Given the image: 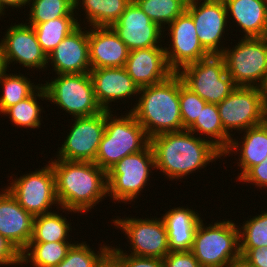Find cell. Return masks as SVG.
<instances>
[{
  "mask_svg": "<svg viewBox=\"0 0 267 267\" xmlns=\"http://www.w3.org/2000/svg\"><path fill=\"white\" fill-rule=\"evenodd\" d=\"M150 145L156 170H160L159 174L162 172L169 181L183 180L208 164L223 160V154L217 147L187 129L153 136Z\"/></svg>",
  "mask_w": 267,
  "mask_h": 267,
  "instance_id": "cell-1",
  "label": "cell"
},
{
  "mask_svg": "<svg viewBox=\"0 0 267 267\" xmlns=\"http://www.w3.org/2000/svg\"><path fill=\"white\" fill-rule=\"evenodd\" d=\"M53 159L48 162L55 173L60 212L86 214L108 197L107 172L97 164Z\"/></svg>",
  "mask_w": 267,
  "mask_h": 267,
  "instance_id": "cell-2",
  "label": "cell"
},
{
  "mask_svg": "<svg viewBox=\"0 0 267 267\" xmlns=\"http://www.w3.org/2000/svg\"><path fill=\"white\" fill-rule=\"evenodd\" d=\"M180 76L139 89L138 100L129 110L142 125L149 138L166 132L183 130L180 114Z\"/></svg>",
  "mask_w": 267,
  "mask_h": 267,
  "instance_id": "cell-3",
  "label": "cell"
},
{
  "mask_svg": "<svg viewBox=\"0 0 267 267\" xmlns=\"http://www.w3.org/2000/svg\"><path fill=\"white\" fill-rule=\"evenodd\" d=\"M126 111L120 116L116 110H105V131L94 163L106 172L125 156L138 153L150 144L145 129Z\"/></svg>",
  "mask_w": 267,
  "mask_h": 267,
  "instance_id": "cell-4",
  "label": "cell"
},
{
  "mask_svg": "<svg viewBox=\"0 0 267 267\" xmlns=\"http://www.w3.org/2000/svg\"><path fill=\"white\" fill-rule=\"evenodd\" d=\"M198 224L191 248L201 267H225L240 255L239 229L234 220Z\"/></svg>",
  "mask_w": 267,
  "mask_h": 267,
  "instance_id": "cell-5",
  "label": "cell"
},
{
  "mask_svg": "<svg viewBox=\"0 0 267 267\" xmlns=\"http://www.w3.org/2000/svg\"><path fill=\"white\" fill-rule=\"evenodd\" d=\"M155 169L154 153L150 144L138 153L125 156L107 171L109 199L112 198L115 204L135 203L144 188L150 185L148 181Z\"/></svg>",
  "mask_w": 267,
  "mask_h": 267,
  "instance_id": "cell-6",
  "label": "cell"
},
{
  "mask_svg": "<svg viewBox=\"0 0 267 267\" xmlns=\"http://www.w3.org/2000/svg\"><path fill=\"white\" fill-rule=\"evenodd\" d=\"M236 44L220 54L227 73L237 87H261L267 76V37H239Z\"/></svg>",
  "mask_w": 267,
  "mask_h": 267,
  "instance_id": "cell-7",
  "label": "cell"
},
{
  "mask_svg": "<svg viewBox=\"0 0 267 267\" xmlns=\"http://www.w3.org/2000/svg\"><path fill=\"white\" fill-rule=\"evenodd\" d=\"M42 84L47 93V102L55 104L72 115V118L98 114L102 108L98 105L90 73L57 74Z\"/></svg>",
  "mask_w": 267,
  "mask_h": 267,
  "instance_id": "cell-8",
  "label": "cell"
},
{
  "mask_svg": "<svg viewBox=\"0 0 267 267\" xmlns=\"http://www.w3.org/2000/svg\"><path fill=\"white\" fill-rule=\"evenodd\" d=\"M177 74L187 88L211 104H219L237 87L227 73L224 59L220 55H210L188 64Z\"/></svg>",
  "mask_w": 267,
  "mask_h": 267,
  "instance_id": "cell-9",
  "label": "cell"
},
{
  "mask_svg": "<svg viewBox=\"0 0 267 267\" xmlns=\"http://www.w3.org/2000/svg\"><path fill=\"white\" fill-rule=\"evenodd\" d=\"M35 171L8 179L5 185L17 202L33 217L47 214L60 208L57 194L55 173L49 162Z\"/></svg>",
  "mask_w": 267,
  "mask_h": 267,
  "instance_id": "cell-10",
  "label": "cell"
},
{
  "mask_svg": "<svg viewBox=\"0 0 267 267\" xmlns=\"http://www.w3.org/2000/svg\"><path fill=\"white\" fill-rule=\"evenodd\" d=\"M116 217V218H115ZM115 218V219H114ZM111 220L114 227L121 230V233L128 239L130 245L128 251L120 249L119 246H112L110 251H125L124 253L139 257H156L163 259L169 252L167 231L161 217L138 218L114 216ZM130 251V252H129Z\"/></svg>",
  "mask_w": 267,
  "mask_h": 267,
  "instance_id": "cell-11",
  "label": "cell"
},
{
  "mask_svg": "<svg viewBox=\"0 0 267 267\" xmlns=\"http://www.w3.org/2000/svg\"><path fill=\"white\" fill-rule=\"evenodd\" d=\"M217 107L224 130L231 137L267 120V100L261 87H236Z\"/></svg>",
  "mask_w": 267,
  "mask_h": 267,
  "instance_id": "cell-12",
  "label": "cell"
},
{
  "mask_svg": "<svg viewBox=\"0 0 267 267\" xmlns=\"http://www.w3.org/2000/svg\"><path fill=\"white\" fill-rule=\"evenodd\" d=\"M72 120L74 123L71 122L66 139L54 157L67 161L94 162L105 131V110Z\"/></svg>",
  "mask_w": 267,
  "mask_h": 267,
  "instance_id": "cell-13",
  "label": "cell"
},
{
  "mask_svg": "<svg viewBox=\"0 0 267 267\" xmlns=\"http://www.w3.org/2000/svg\"><path fill=\"white\" fill-rule=\"evenodd\" d=\"M186 11L192 16L202 47L210 55H220L225 49V41H228L226 38L229 36V22L224 1L205 0L194 2L186 6ZM223 38L225 41H223Z\"/></svg>",
  "mask_w": 267,
  "mask_h": 267,
  "instance_id": "cell-14",
  "label": "cell"
},
{
  "mask_svg": "<svg viewBox=\"0 0 267 267\" xmlns=\"http://www.w3.org/2000/svg\"><path fill=\"white\" fill-rule=\"evenodd\" d=\"M7 27L0 39V47L8 70L11 65L19 63L27 71H47V56L41 49L33 27L26 24V21L18 24L15 22L14 25L11 23Z\"/></svg>",
  "mask_w": 267,
  "mask_h": 267,
  "instance_id": "cell-15",
  "label": "cell"
},
{
  "mask_svg": "<svg viewBox=\"0 0 267 267\" xmlns=\"http://www.w3.org/2000/svg\"><path fill=\"white\" fill-rule=\"evenodd\" d=\"M165 31H168L167 38H170V42H166L168 47H165L166 59L175 73L188 64L210 56L200 44L192 16L186 10L166 26Z\"/></svg>",
  "mask_w": 267,
  "mask_h": 267,
  "instance_id": "cell-16",
  "label": "cell"
},
{
  "mask_svg": "<svg viewBox=\"0 0 267 267\" xmlns=\"http://www.w3.org/2000/svg\"><path fill=\"white\" fill-rule=\"evenodd\" d=\"M111 27L129 51L163 47L162 43L165 42L164 39L167 35L133 1Z\"/></svg>",
  "mask_w": 267,
  "mask_h": 267,
  "instance_id": "cell-17",
  "label": "cell"
},
{
  "mask_svg": "<svg viewBox=\"0 0 267 267\" xmlns=\"http://www.w3.org/2000/svg\"><path fill=\"white\" fill-rule=\"evenodd\" d=\"M82 26L67 35L47 57V67L52 66L54 75L90 72L88 30Z\"/></svg>",
  "mask_w": 267,
  "mask_h": 267,
  "instance_id": "cell-18",
  "label": "cell"
},
{
  "mask_svg": "<svg viewBox=\"0 0 267 267\" xmlns=\"http://www.w3.org/2000/svg\"><path fill=\"white\" fill-rule=\"evenodd\" d=\"M89 73L96 101L102 110L112 111L111 102L116 104L121 101L124 104L125 101L126 104L128 99L134 100L131 97L137 100L139 88L125 67L91 69Z\"/></svg>",
  "mask_w": 267,
  "mask_h": 267,
  "instance_id": "cell-19",
  "label": "cell"
},
{
  "mask_svg": "<svg viewBox=\"0 0 267 267\" xmlns=\"http://www.w3.org/2000/svg\"><path fill=\"white\" fill-rule=\"evenodd\" d=\"M125 69L139 89L158 84L175 73L168 65L165 46L129 51Z\"/></svg>",
  "mask_w": 267,
  "mask_h": 267,
  "instance_id": "cell-20",
  "label": "cell"
},
{
  "mask_svg": "<svg viewBox=\"0 0 267 267\" xmlns=\"http://www.w3.org/2000/svg\"><path fill=\"white\" fill-rule=\"evenodd\" d=\"M4 188L0 189V234L22 253L31 240L34 217Z\"/></svg>",
  "mask_w": 267,
  "mask_h": 267,
  "instance_id": "cell-21",
  "label": "cell"
},
{
  "mask_svg": "<svg viewBox=\"0 0 267 267\" xmlns=\"http://www.w3.org/2000/svg\"><path fill=\"white\" fill-rule=\"evenodd\" d=\"M91 69L125 67L129 50L111 26L88 28Z\"/></svg>",
  "mask_w": 267,
  "mask_h": 267,
  "instance_id": "cell-22",
  "label": "cell"
},
{
  "mask_svg": "<svg viewBox=\"0 0 267 267\" xmlns=\"http://www.w3.org/2000/svg\"><path fill=\"white\" fill-rule=\"evenodd\" d=\"M240 134L243 137L240 136V138H238V136H233L229 147L222 153L224 157L233 156V154L237 156L238 154V160L234 157L241 171L236 176L237 179L235 180L237 181L252 166L260 164L267 157V120L260 125L240 132L239 135Z\"/></svg>",
  "mask_w": 267,
  "mask_h": 267,
  "instance_id": "cell-23",
  "label": "cell"
},
{
  "mask_svg": "<svg viewBox=\"0 0 267 267\" xmlns=\"http://www.w3.org/2000/svg\"><path fill=\"white\" fill-rule=\"evenodd\" d=\"M223 1L227 10L229 27H233L231 25L233 23L236 28L240 27L238 29L243 33V38L267 37V0Z\"/></svg>",
  "mask_w": 267,
  "mask_h": 267,
  "instance_id": "cell-24",
  "label": "cell"
},
{
  "mask_svg": "<svg viewBox=\"0 0 267 267\" xmlns=\"http://www.w3.org/2000/svg\"><path fill=\"white\" fill-rule=\"evenodd\" d=\"M198 211L186 206L172 207L161 216L168 236L170 251H190L199 222Z\"/></svg>",
  "mask_w": 267,
  "mask_h": 267,
  "instance_id": "cell-25",
  "label": "cell"
},
{
  "mask_svg": "<svg viewBox=\"0 0 267 267\" xmlns=\"http://www.w3.org/2000/svg\"><path fill=\"white\" fill-rule=\"evenodd\" d=\"M74 2L77 20L80 19L79 25L84 23L83 26L88 25V27H106L112 26L119 19L132 0H74ZM79 10L85 12L82 24Z\"/></svg>",
  "mask_w": 267,
  "mask_h": 267,
  "instance_id": "cell-26",
  "label": "cell"
},
{
  "mask_svg": "<svg viewBox=\"0 0 267 267\" xmlns=\"http://www.w3.org/2000/svg\"><path fill=\"white\" fill-rule=\"evenodd\" d=\"M210 141L222 153L229 147L232 137L224 130L217 104L206 103L195 122L187 129Z\"/></svg>",
  "mask_w": 267,
  "mask_h": 267,
  "instance_id": "cell-27",
  "label": "cell"
},
{
  "mask_svg": "<svg viewBox=\"0 0 267 267\" xmlns=\"http://www.w3.org/2000/svg\"><path fill=\"white\" fill-rule=\"evenodd\" d=\"M47 100V93L43 85H41L31 96L9 107L2 115L9 116V121L17 128L39 129L41 128V121L43 116L41 114L45 111L44 107L40 105L41 101ZM42 117V118H41ZM29 128V129H28Z\"/></svg>",
  "mask_w": 267,
  "mask_h": 267,
  "instance_id": "cell-28",
  "label": "cell"
},
{
  "mask_svg": "<svg viewBox=\"0 0 267 267\" xmlns=\"http://www.w3.org/2000/svg\"><path fill=\"white\" fill-rule=\"evenodd\" d=\"M67 215L53 210V212L34 217L32 237L29 243H46L71 241L73 237L69 234L72 231L71 219L67 220ZM69 221V222H68ZM70 236V237H69Z\"/></svg>",
  "mask_w": 267,
  "mask_h": 267,
  "instance_id": "cell-29",
  "label": "cell"
},
{
  "mask_svg": "<svg viewBox=\"0 0 267 267\" xmlns=\"http://www.w3.org/2000/svg\"><path fill=\"white\" fill-rule=\"evenodd\" d=\"M72 241L29 243L21 253L18 265L26 267H56L75 243Z\"/></svg>",
  "mask_w": 267,
  "mask_h": 267,
  "instance_id": "cell-30",
  "label": "cell"
},
{
  "mask_svg": "<svg viewBox=\"0 0 267 267\" xmlns=\"http://www.w3.org/2000/svg\"><path fill=\"white\" fill-rule=\"evenodd\" d=\"M18 72L16 74L6 72L0 79V90L2 89L0 93V115L9 107L31 96L42 85L31 81L26 74Z\"/></svg>",
  "mask_w": 267,
  "mask_h": 267,
  "instance_id": "cell-31",
  "label": "cell"
},
{
  "mask_svg": "<svg viewBox=\"0 0 267 267\" xmlns=\"http://www.w3.org/2000/svg\"><path fill=\"white\" fill-rule=\"evenodd\" d=\"M32 26L42 51L48 57L78 26L77 17H62Z\"/></svg>",
  "mask_w": 267,
  "mask_h": 267,
  "instance_id": "cell-32",
  "label": "cell"
},
{
  "mask_svg": "<svg viewBox=\"0 0 267 267\" xmlns=\"http://www.w3.org/2000/svg\"><path fill=\"white\" fill-rule=\"evenodd\" d=\"M26 24L37 25L62 17H75L74 0H30Z\"/></svg>",
  "mask_w": 267,
  "mask_h": 267,
  "instance_id": "cell-33",
  "label": "cell"
},
{
  "mask_svg": "<svg viewBox=\"0 0 267 267\" xmlns=\"http://www.w3.org/2000/svg\"><path fill=\"white\" fill-rule=\"evenodd\" d=\"M86 242H75L66 257L56 267H99L110 255L111 245L100 243L96 251L94 250L96 248L90 247V244Z\"/></svg>",
  "mask_w": 267,
  "mask_h": 267,
  "instance_id": "cell-34",
  "label": "cell"
},
{
  "mask_svg": "<svg viewBox=\"0 0 267 267\" xmlns=\"http://www.w3.org/2000/svg\"><path fill=\"white\" fill-rule=\"evenodd\" d=\"M134 2L163 30L181 15L187 6L184 0H135Z\"/></svg>",
  "mask_w": 267,
  "mask_h": 267,
  "instance_id": "cell-35",
  "label": "cell"
},
{
  "mask_svg": "<svg viewBox=\"0 0 267 267\" xmlns=\"http://www.w3.org/2000/svg\"><path fill=\"white\" fill-rule=\"evenodd\" d=\"M260 213L257 214L258 216L247 217V220L241 223L242 226L240 224L237 225L240 248L267 247V210H263Z\"/></svg>",
  "mask_w": 267,
  "mask_h": 267,
  "instance_id": "cell-36",
  "label": "cell"
},
{
  "mask_svg": "<svg viewBox=\"0 0 267 267\" xmlns=\"http://www.w3.org/2000/svg\"><path fill=\"white\" fill-rule=\"evenodd\" d=\"M179 101L183 130H185L195 122L207 102L187 88L183 84L181 77Z\"/></svg>",
  "mask_w": 267,
  "mask_h": 267,
  "instance_id": "cell-37",
  "label": "cell"
},
{
  "mask_svg": "<svg viewBox=\"0 0 267 267\" xmlns=\"http://www.w3.org/2000/svg\"><path fill=\"white\" fill-rule=\"evenodd\" d=\"M110 255L120 267H164V261L161 258L139 257L124 251H110Z\"/></svg>",
  "mask_w": 267,
  "mask_h": 267,
  "instance_id": "cell-38",
  "label": "cell"
},
{
  "mask_svg": "<svg viewBox=\"0 0 267 267\" xmlns=\"http://www.w3.org/2000/svg\"><path fill=\"white\" fill-rule=\"evenodd\" d=\"M238 181L255 185L260 190L267 189V157L260 164L252 166Z\"/></svg>",
  "mask_w": 267,
  "mask_h": 267,
  "instance_id": "cell-39",
  "label": "cell"
},
{
  "mask_svg": "<svg viewBox=\"0 0 267 267\" xmlns=\"http://www.w3.org/2000/svg\"><path fill=\"white\" fill-rule=\"evenodd\" d=\"M163 261L164 267H201L191 251H170Z\"/></svg>",
  "mask_w": 267,
  "mask_h": 267,
  "instance_id": "cell-40",
  "label": "cell"
},
{
  "mask_svg": "<svg viewBox=\"0 0 267 267\" xmlns=\"http://www.w3.org/2000/svg\"><path fill=\"white\" fill-rule=\"evenodd\" d=\"M21 261V252L5 237L0 234V267H18Z\"/></svg>",
  "mask_w": 267,
  "mask_h": 267,
  "instance_id": "cell-41",
  "label": "cell"
},
{
  "mask_svg": "<svg viewBox=\"0 0 267 267\" xmlns=\"http://www.w3.org/2000/svg\"><path fill=\"white\" fill-rule=\"evenodd\" d=\"M240 255L244 256L255 267H267V247L240 248Z\"/></svg>",
  "mask_w": 267,
  "mask_h": 267,
  "instance_id": "cell-42",
  "label": "cell"
},
{
  "mask_svg": "<svg viewBox=\"0 0 267 267\" xmlns=\"http://www.w3.org/2000/svg\"><path fill=\"white\" fill-rule=\"evenodd\" d=\"M30 0H0V19L2 18L1 16L6 15V11H8V8L15 9H22L23 7L27 6L28 9V4ZM7 9V10H5Z\"/></svg>",
  "mask_w": 267,
  "mask_h": 267,
  "instance_id": "cell-43",
  "label": "cell"
},
{
  "mask_svg": "<svg viewBox=\"0 0 267 267\" xmlns=\"http://www.w3.org/2000/svg\"><path fill=\"white\" fill-rule=\"evenodd\" d=\"M225 267H255L244 256L239 255L230 261Z\"/></svg>",
  "mask_w": 267,
  "mask_h": 267,
  "instance_id": "cell-44",
  "label": "cell"
},
{
  "mask_svg": "<svg viewBox=\"0 0 267 267\" xmlns=\"http://www.w3.org/2000/svg\"><path fill=\"white\" fill-rule=\"evenodd\" d=\"M6 72H9V70L6 65V61L3 55L2 48L0 47V79Z\"/></svg>",
  "mask_w": 267,
  "mask_h": 267,
  "instance_id": "cell-45",
  "label": "cell"
},
{
  "mask_svg": "<svg viewBox=\"0 0 267 267\" xmlns=\"http://www.w3.org/2000/svg\"><path fill=\"white\" fill-rule=\"evenodd\" d=\"M99 267H120L119 264L116 262V260L109 255L101 264Z\"/></svg>",
  "mask_w": 267,
  "mask_h": 267,
  "instance_id": "cell-46",
  "label": "cell"
},
{
  "mask_svg": "<svg viewBox=\"0 0 267 267\" xmlns=\"http://www.w3.org/2000/svg\"><path fill=\"white\" fill-rule=\"evenodd\" d=\"M261 89H262V92L264 93V96L267 100V76H266V79H265L263 85L261 86Z\"/></svg>",
  "mask_w": 267,
  "mask_h": 267,
  "instance_id": "cell-47",
  "label": "cell"
},
{
  "mask_svg": "<svg viewBox=\"0 0 267 267\" xmlns=\"http://www.w3.org/2000/svg\"><path fill=\"white\" fill-rule=\"evenodd\" d=\"M200 1H205V0H184V2L188 5L194 2H200Z\"/></svg>",
  "mask_w": 267,
  "mask_h": 267,
  "instance_id": "cell-48",
  "label": "cell"
}]
</instances>
